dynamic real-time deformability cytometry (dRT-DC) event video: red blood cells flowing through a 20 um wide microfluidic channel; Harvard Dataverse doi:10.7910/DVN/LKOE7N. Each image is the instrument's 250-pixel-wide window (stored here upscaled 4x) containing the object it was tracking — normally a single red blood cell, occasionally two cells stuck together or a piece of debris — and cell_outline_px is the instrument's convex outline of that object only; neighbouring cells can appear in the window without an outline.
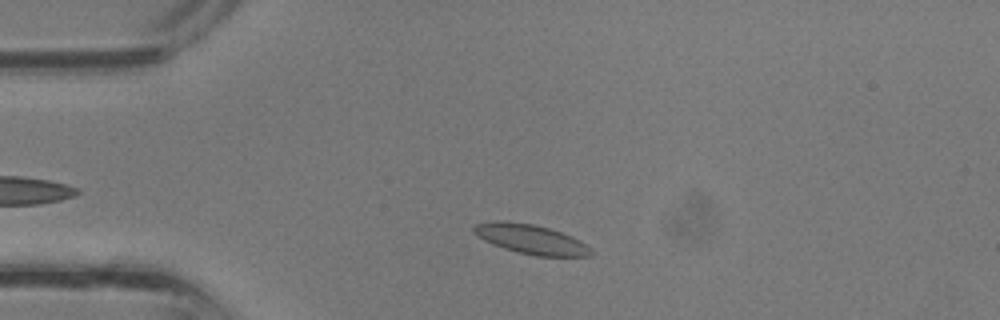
{"species": "common noctule bat (a hibernating species)", "species_latin": "Nyctalus noctula", "temperature_condition": "room temperature", "stored_images_in_passage": 27, "camera_frame_rate_fps": 3000, "um_per_image_px": 0.085, "animal": {"sex": "male", "body_mass_g": 13.3}, "frame": {"image": 1, "passage_image": 4, "time_ms": 1.0, "image_size_px": [1000, 320], "cell_outline_px": [[592, 256], [536, 256], [516, 252], [492, 244], [476, 236], [472, 232], [472, 228], [476, 224], [496, 220], [532, 224], [548, 228], [572, 236], [580, 240], [592, 248]], "centroid_in_image_um": [45.12, 20.34], "position_along_channel_um": 39.9, "area_um2": 20.17}}
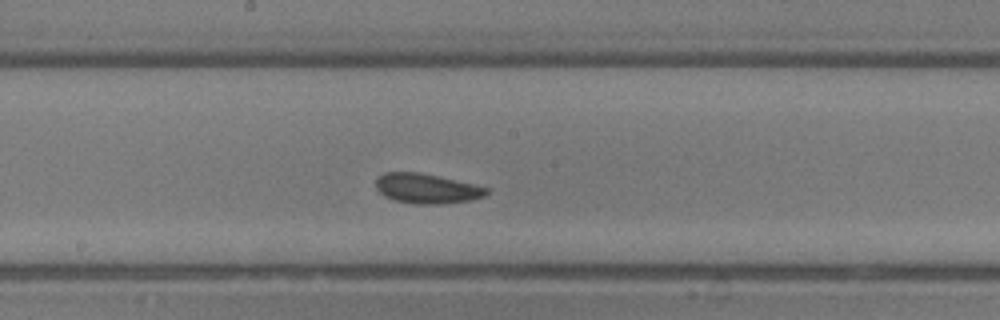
{"frame": {"image": 2, "passage_image": 15, "time_ms": 4.667, "image_size_px": [1000, 320], "cell_outline_px": [[488, 192], [484, 196], [472, 200], [444, 204], [416, 204], [392, 200], [384, 196], [376, 188], [376, 180], [384, 172], [420, 172], [440, 176], [488, 188]], "centroid_in_image_um": [36.26, 16.03], "position_along_channel_um": 211.9, "area_um2": 19.31}}
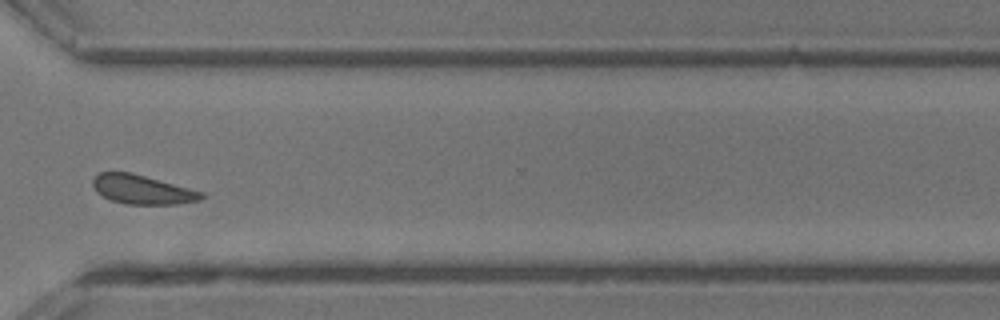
{"frame": {"image": 3, "passage_image": 23, "time_ms": 7.333, "image_size_px": [1000, 320], "cell_outline_px": [[204, 196], [200, 200], [176, 204], [124, 204], [112, 200], [96, 192], [92, 184], [92, 180], [100, 172], [132, 172], [204, 192]], "centroid_in_image_um": [12.09, 16.11], "position_along_channel_um": 358.5, "area_um2": 18.38}}